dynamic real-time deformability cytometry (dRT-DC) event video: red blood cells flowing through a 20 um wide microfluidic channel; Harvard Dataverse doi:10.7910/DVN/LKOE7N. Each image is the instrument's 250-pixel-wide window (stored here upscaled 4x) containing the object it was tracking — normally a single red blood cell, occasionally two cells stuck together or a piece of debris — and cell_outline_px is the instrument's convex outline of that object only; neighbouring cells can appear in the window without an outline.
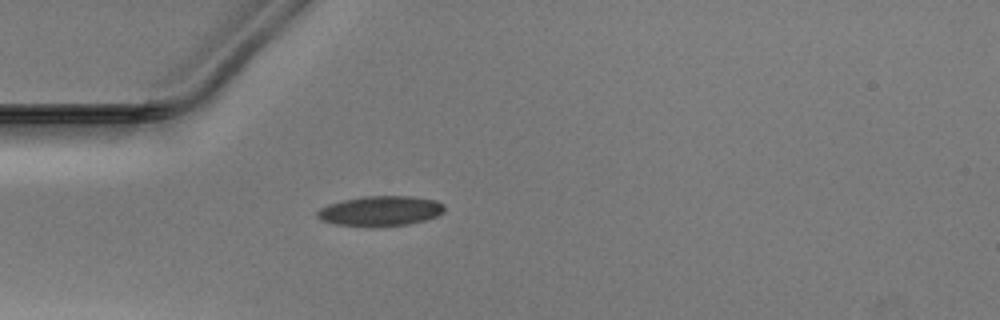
{"species": "Egyptian fruit bat (a non-hibernating species)", "species_latin": "Rousettus aegyptiacus", "temperature_condition": "warm", "stored_images_in_passage": 37, "camera_frame_rate_fps": 3000, "um_per_image_px": 0.085, "animal": {"sex": "male"}, "frame": {"image": 1, "passage_image": 1, "time_ms": 0.0, "image_size_px": [1000, 320], "cell_outline_px": [[444, 212], [436, 216], [424, 220], [408, 224], [376, 228], [372, 228], [336, 224], [320, 220], [316, 216], [316, 212], [320, 208], [328, 204], [344, 200], [364, 196], [412, 196], [436, 200], [444, 204]], "centroid_in_image_um": [32.32, 17.95], "position_along_channel_um": 52.7, "area_um2": 22.6}}
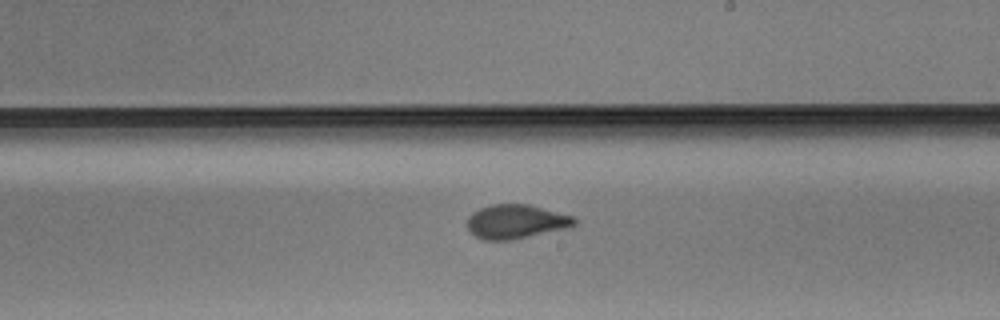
{"frame": {"image": 2, "passage_image": 16, "time_ms": 5.0, "image_size_px": [1000, 320], "cell_outline_px": [[576, 224], [564, 228], [512, 240], [480, 240], [468, 228], [468, 216], [472, 212], [480, 208], [492, 204], [528, 204], [572, 216], [576, 220]], "centroid_in_image_um": [43.81, 18.83], "position_along_channel_um": 245.2, "area_um2": 20.98}}
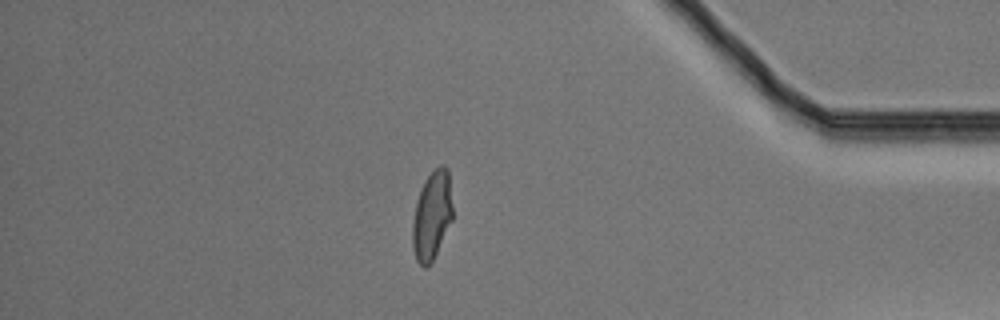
{"frame": {"image": 3, "passage_image": 30, "time_ms": 9.667, "image_size_px": [1000, 320], "cell_outline_px": [[452, 220], [428, 268], [424, 268], [416, 260], [412, 248], [412, 224], [416, 200], [420, 188], [424, 180], [440, 164], [444, 164], [448, 168], [452, 204]], "centroid_in_image_um": [36.69, 18.3], "position_along_channel_um": 398.5, "area_um2": 20.81}}